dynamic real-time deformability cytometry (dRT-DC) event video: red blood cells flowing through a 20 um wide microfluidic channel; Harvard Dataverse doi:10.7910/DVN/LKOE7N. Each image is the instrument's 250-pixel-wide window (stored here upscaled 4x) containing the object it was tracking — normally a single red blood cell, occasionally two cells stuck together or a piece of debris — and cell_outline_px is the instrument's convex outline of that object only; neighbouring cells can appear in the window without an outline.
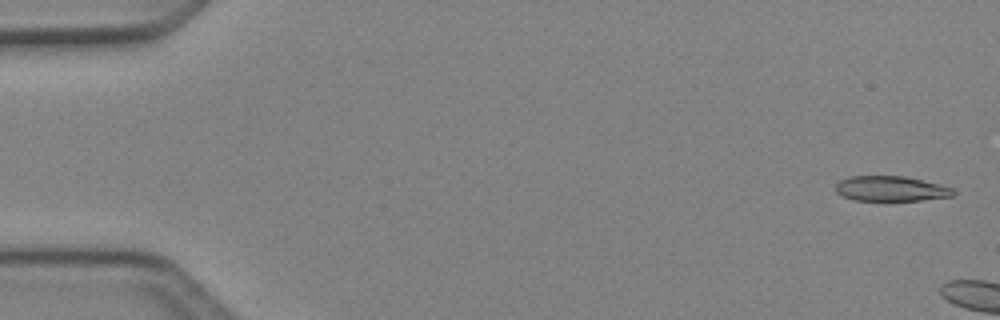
{"species": "Egyptian fruit bat (a non-hibernating species)", "species_latin": "Rousettus aegyptiacus", "temperature_condition": "cold", "stored_images_in_passage": 2, "camera_frame_rate_fps": 3000, "um_per_image_px": 0.085, "animal": {"sex": "female"}, "frame": {"image": 1, "passage_image": 1, "time_ms": 0.0, "image_size_px": [1000, 320], "cell_outline_px": [[956, 192], [952, 196], [920, 200], [852, 200], [836, 192], [836, 184], [840, 180], [848, 176], [904, 176], [940, 184], [952, 188]], "centroid_in_image_um": [75.71, 16.03], "position_along_channel_um": 9.3, "area_um2": 17.11}}